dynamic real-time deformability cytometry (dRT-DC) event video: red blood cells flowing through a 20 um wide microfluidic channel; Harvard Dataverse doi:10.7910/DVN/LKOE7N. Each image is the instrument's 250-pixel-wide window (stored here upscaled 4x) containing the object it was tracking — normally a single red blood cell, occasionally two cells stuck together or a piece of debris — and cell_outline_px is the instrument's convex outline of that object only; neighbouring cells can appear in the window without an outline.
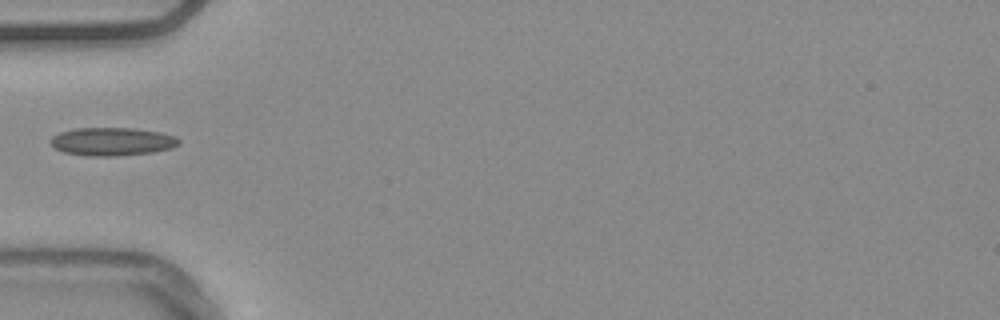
{"species": "common noctule bat (a hibernating species)", "species_latin": "Nyctalus noctula", "temperature_condition": "warm", "stored_images_in_passage": 31, "camera_frame_rate_fps": 3000, "um_per_image_px": 0.085, "animal": {"sex": "male", "body_mass_g": 20.4}, "frame": {"image": 1, "passage_image": 1, "time_ms": 0.0, "image_size_px": [1000, 320], "cell_outline_px": [[180, 144], [172, 148], [152, 152], [120, 156], [88, 156], [64, 152], [56, 148], [48, 140], [52, 136], [60, 132], [72, 128], [132, 128], [160, 132], [176, 136], [180, 140]], "centroid_in_image_um": [9.54, 12.03], "position_along_channel_um": 75.5, "area_um2": 21.21}}